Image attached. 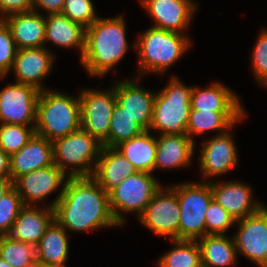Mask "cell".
<instances>
[{"label": "cell", "mask_w": 267, "mask_h": 267, "mask_svg": "<svg viewBox=\"0 0 267 267\" xmlns=\"http://www.w3.org/2000/svg\"><path fill=\"white\" fill-rule=\"evenodd\" d=\"M65 229L93 230L117 226L109 207V194L92 177H69L49 206Z\"/></svg>", "instance_id": "obj_1"}, {"label": "cell", "mask_w": 267, "mask_h": 267, "mask_svg": "<svg viewBox=\"0 0 267 267\" xmlns=\"http://www.w3.org/2000/svg\"><path fill=\"white\" fill-rule=\"evenodd\" d=\"M126 26L121 16L98 18L85 30L81 63L92 76H104L128 50Z\"/></svg>", "instance_id": "obj_2"}, {"label": "cell", "mask_w": 267, "mask_h": 267, "mask_svg": "<svg viewBox=\"0 0 267 267\" xmlns=\"http://www.w3.org/2000/svg\"><path fill=\"white\" fill-rule=\"evenodd\" d=\"M81 128L80 101L65 93L44 89L37 103L35 133L53 142Z\"/></svg>", "instance_id": "obj_3"}, {"label": "cell", "mask_w": 267, "mask_h": 267, "mask_svg": "<svg viewBox=\"0 0 267 267\" xmlns=\"http://www.w3.org/2000/svg\"><path fill=\"white\" fill-rule=\"evenodd\" d=\"M190 46L191 41L184 34L152 26L134 44L139 54V70L142 74H164Z\"/></svg>", "instance_id": "obj_4"}, {"label": "cell", "mask_w": 267, "mask_h": 267, "mask_svg": "<svg viewBox=\"0 0 267 267\" xmlns=\"http://www.w3.org/2000/svg\"><path fill=\"white\" fill-rule=\"evenodd\" d=\"M192 88L173 76L168 85L155 95L150 130H158V134H186Z\"/></svg>", "instance_id": "obj_5"}, {"label": "cell", "mask_w": 267, "mask_h": 267, "mask_svg": "<svg viewBox=\"0 0 267 267\" xmlns=\"http://www.w3.org/2000/svg\"><path fill=\"white\" fill-rule=\"evenodd\" d=\"M52 144L54 164L65 174L69 177H92L103 147L95 137L80 128L54 140ZM69 165L71 170L66 171Z\"/></svg>", "instance_id": "obj_6"}, {"label": "cell", "mask_w": 267, "mask_h": 267, "mask_svg": "<svg viewBox=\"0 0 267 267\" xmlns=\"http://www.w3.org/2000/svg\"><path fill=\"white\" fill-rule=\"evenodd\" d=\"M209 182L176 185L180 205L179 240H198L206 235L205 212L213 200Z\"/></svg>", "instance_id": "obj_7"}, {"label": "cell", "mask_w": 267, "mask_h": 267, "mask_svg": "<svg viewBox=\"0 0 267 267\" xmlns=\"http://www.w3.org/2000/svg\"><path fill=\"white\" fill-rule=\"evenodd\" d=\"M161 185L152 173L138 171L123 179L109 194V207L118 225L124 224L122 212H136L139 216Z\"/></svg>", "instance_id": "obj_8"}, {"label": "cell", "mask_w": 267, "mask_h": 267, "mask_svg": "<svg viewBox=\"0 0 267 267\" xmlns=\"http://www.w3.org/2000/svg\"><path fill=\"white\" fill-rule=\"evenodd\" d=\"M81 128L103 143L109 135L116 104L114 87L110 90H82L79 95Z\"/></svg>", "instance_id": "obj_9"}, {"label": "cell", "mask_w": 267, "mask_h": 267, "mask_svg": "<svg viewBox=\"0 0 267 267\" xmlns=\"http://www.w3.org/2000/svg\"><path fill=\"white\" fill-rule=\"evenodd\" d=\"M165 190V191H164ZM164 190L160 188L138 216L140 222L158 236L179 240L180 205L176 185Z\"/></svg>", "instance_id": "obj_10"}, {"label": "cell", "mask_w": 267, "mask_h": 267, "mask_svg": "<svg viewBox=\"0 0 267 267\" xmlns=\"http://www.w3.org/2000/svg\"><path fill=\"white\" fill-rule=\"evenodd\" d=\"M39 93L35 87L21 83L4 87L0 91L1 124L35 126Z\"/></svg>", "instance_id": "obj_11"}, {"label": "cell", "mask_w": 267, "mask_h": 267, "mask_svg": "<svg viewBox=\"0 0 267 267\" xmlns=\"http://www.w3.org/2000/svg\"><path fill=\"white\" fill-rule=\"evenodd\" d=\"M233 236L237 253H242L260 267H267V207L236 221Z\"/></svg>", "instance_id": "obj_12"}, {"label": "cell", "mask_w": 267, "mask_h": 267, "mask_svg": "<svg viewBox=\"0 0 267 267\" xmlns=\"http://www.w3.org/2000/svg\"><path fill=\"white\" fill-rule=\"evenodd\" d=\"M67 178L69 176L53 164L20 176L13 182V187L24 206H35L58 188L65 187Z\"/></svg>", "instance_id": "obj_13"}, {"label": "cell", "mask_w": 267, "mask_h": 267, "mask_svg": "<svg viewBox=\"0 0 267 267\" xmlns=\"http://www.w3.org/2000/svg\"><path fill=\"white\" fill-rule=\"evenodd\" d=\"M154 19L153 27L183 34L189 26L196 3L191 0H139Z\"/></svg>", "instance_id": "obj_14"}, {"label": "cell", "mask_w": 267, "mask_h": 267, "mask_svg": "<svg viewBox=\"0 0 267 267\" xmlns=\"http://www.w3.org/2000/svg\"><path fill=\"white\" fill-rule=\"evenodd\" d=\"M114 90L116 103L145 131H150L156 93L142 88L134 79L118 82Z\"/></svg>", "instance_id": "obj_15"}, {"label": "cell", "mask_w": 267, "mask_h": 267, "mask_svg": "<svg viewBox=\"0 0 267 267\" xmlns=\"http://www.w3.org/2000/svg\"><path fill=\"white\" fill-rule=\"evenodd\" d=\"M231 136L227 130L202 144L199 164L204 178L225 174L237 165V151Z\"/></svg>", "instance_id": "obj_16"}, {"label": "cell", "mask_w": 267, "mask_h": 267, "mask_svg": "<svg viewBox=\"0 0 267 267\" xmlns=\"http://www.w3.org/2000/svg\"><path fill=\"white\" fill-rule=\"evenodd\" d=\"M52 55L45 47L18 49L11 68L15 72L16 83L30 85L43 91L40 81L47 77L52 69Z\"/></svg>", "instance_id": "obj_17"}, {"label": "cell", "mask_w": 267, "mask_h": 267, "mask_svg": "<svg viewBox=\"0 0 267 267\" xmlns=\"http://www.w3.org/2000/svg\"><path fill=\"white\" fill-rule=\"evenodd\" d=\"M213 199L236 221L259 211L264 205L254 202L250 186L238 181L210 182ZM254 202V203H253Z\"/></svg>", "instance_id": "obj_18"}, {"label": "cell", "mask_w": 267, "mask_h": 267, "mask_svg": "<svg viewBox=\"0 0 267 267\" xmlns=\"http://www.w3.org/2000/svg\"><path fill=\"white\" fill-rule=\"evenodd\" d=\"M54 164L53 144L38 134L18 152L10 155V176L14 182L20 176Z\"/></svg>", "instance_id": "obj_19"}, {"label": "cell", "mask_w": 267, "mask_h": 267, "mask_svg": "<svg viewBox=\"0 0 267 267\" xmlns=\"http://www.w3.org/2000/svg\"><path fill=\"white\" fill-rule=\"evenodd\" d=\"M2 20L9 27L18 49L45 46V16L37 10L10 14Z\"/></svg>", "instance_id": "obj_20"}, {"label": "cell", "mask_w": 267, "mask_h": 267, "mask_svg": "<svg viewBox=\"0 0 267 267\" xmlns=\"http://www.w3.org/2000/svg\"><path fill=\"white\" fill-rule=\"evenodd\" d=\"M137 169L115 148L102 147L92 178L109 193Z\"/></svg>", "instance_id": "obj_21"}, {"label": "cell", "mask_w": 267, "mask_h": 267, "mask_svg": "<svg viewBox=\"0 0 267 267\" xmlns=\"http://www.w3.org/2000/svg\"><path fill=\"white\" fill-rule=\"evenodd\" d=\"M46 208L24 206L8 235L21 242L37 245L47 227L54 220V209L49 206Z\"/></svg>", "instance_id": "obj_22"}, {"label": "cell", "mask_w": 267, "mask_h": 267, "mask_svg": "<svg viewBox=\"0 0 267 267\" xmlns=\"http://www.w3.org/2000/svg\"><path fill=\"white\" fill-rule=\"evenodd\" d=\"M194 146V140L187 134H160L157 137L154 169L188 166Z\"/></svg>", "instance_id": "obj_23"}, {"label": "cell", "mask_w": 267, "mask_h": 267, "mask_svg": "<svg viewBox=\"0 0 267 267\" xmlns=\"http://www.w3.org/2000/svg\"><path fill=\"white\" fill-rule=\"evenodd\" d=\"M212 112H245L239 98L227 86L211 83L205 89L193 87L191 91V109Z\"/></svg>", "instance_id": "obj_24"}, {"label": "cell", "mask_w": 267, "mask_h": 267, "mask_svg": "<svg viewBox=\"0 0 267 267\" xmlns=\"http://www.w3.org/2000/svg\"><path fill=\"white\" fill-rule=\"evenodd\" d=\"M45 21V43L50 41L64 48L75 46L80 49L82 57L85 47L84 26L63 14H49L45 17Z\"/></svg>", "instance_id": "obj_25"}, {"label": "cell", "mask_w": 267, "mask_h": 267, "mask_svg": "<svg viewBox=\"0 0 267 267\" xmlns=\"http://www.w3.org/2000/svg\"><path fill=\"white\" fill-rule=\"evenodd\" d=\"M150 132L144 131L139 136L124 141L115 147L133 164L137 171L152 173L154 170L157 138L152 136Z\"/></svg>", "instance_id": "obj_26"}, {"label": "cell", "mask_w": 267, "mask_h": 267, "mask_svg": "<svg viewBox=\"0 0 267 267\" xmlns=\"http://www.w3.org/2000/svg\"><path fill=\"white\" fill-rule=\"evenodd\" d=\"M68 242L66 229L54 219L36 245L37 262L65 265L69 252Z\"/></svg>", "instance_id": "obj_27"}, {"label": "cell", "mask_w": 267, "mask_h": 267, "mask_svg": "<svg viewBox=\"0 0 267 267\" xmlns=\"http://www.w3.org/2000/svg\"><path fill=\"white\" fill-rule=\"evenodd\" d=\"M245 112H212L206 110H190L186 134L193 140V135L206 131H219L222 134L230 131L234 124L242 121ZM221 130V131H220Z\"/></svg>", "instance_id": "obj_28"}, {"label": "cell", "mask_w": 267, "mask_h": 267, "mask_svg": "<svg viewBox=\"0 0 267 267\" xmlns=\"http://www.w3.org/2000/svg\"><path fill=\"white\" fill-rule=\"evenodd\" d=\"M202 267H229L236 264L237 250L233 238L225 235H205L197 240Z\"/></svg>", "instance_id": "obj_29"}, {"label": "cell", "mask_w": 267, "mask_h": 267, "mask_svg": "<svg viewBox=\"0 0 267 267\" xmlns=\"http://www.w3.org/2000/svg\"><path fill=\"white\" fill-rule=\"evenodd\" d=\"M175 248L157 262L159 267H202L201 250L197 240H173Z\"/></svg>", "instance_id": "obj_30"}, {"label": "cell", "mask_w": 267, "mask_h": 267, "mask_svg": "<svg viewBox=\"0 0 267 267\" xmlns=\"http://www.w3.org/2000/svg\"><path fill=\"white\" fill-rule=\"evenodd\" d=\"M145 130L117 103L115 104L108 138L102 143L103 147L115 148L120 143L139 136Z\"/></svg>", "instance_id": "obj_31"}, {"label": "cell", "mask_w": 267, "mask_h": 267, "mask_svg": "<svg viewBox=\"0 0 267 267\" xmlns=\"http://www.w3.org/2000/svg\"><path fill=\"white\" fill-rule=\"evenodd\" d=\"M0 257L12 267H34L37 263L36 245L0 235Z\"/></svg>", "instance_id": "obj_32"}, {"label": "cell", "mask_w": 267, "mask_h": 267, "mask_svg": "<svg viewBox=\"0 0 267 267\" xmlns=\"http://www.w3.org/2000/svg\"><path fill=\"white\" fill-rule=\"evenodd\" d=\"M35 134V126L3 123L0 125V148L11 155L24 147Z\"/></svg>", "instance_id": "obj_33"}, {"label": "cell", "mask_w": 267, "mask_h": 267, "mask_svg": "<svg viewBox=\"0 0 267 267\" xmlns=\"http://www.w3.org/2000/svg\"><path fill=\"white\" fill-rule=\"evenodd\" d=\"M23 207L21 196L14 187L0 198V235L10 233L17 215Z\"/></svg>", "instance_id": "obj_34"}, {"label": "cell", "mask_w": 267, "mask_h": 267, "mask_svg": "<svg viewBox=\"0 0 267 267\" xmlns=\"http://www.w3.org/2000/svg\"><path fill=\"white\" fill-rule=\"evenodd\" d=\"M205 224L206 235H225L236 220L213 199L205 212Z\"/></svg>", "instance_id": "obj_35"}, {"label": "cell", "mask_w": 267, "mask_h": 267, "mask_svg": "<svg viewBox=\"0 0 267 267\" xmlns=\"http://www.w3.org/2000/svg\"><path fill=\"white\" fill-rule=\"evenodd\" d=\"M95 13L91 0H65L61 14L86 28L99 18Z\"/></svg>", "instance_id": "obj_36"}, {"label": "cell", "mask_w": 267, "mask_h": 267, "mask_svg": "<svg viewBox=\"0 0 267 267\" xmlns=\"http://www.w3.org/2000/svg\"><path fill=\"white\" fill-rule=\"evenodd\" d=\"M17 51L9 27L0 19V78H4L11 70Z\"/></svg>", "instance_id": "obj_37"}, {"label": "cell", "mask_w": 267, "mask_h": 267, "mask_svg": "<svg viewBox=\"0 0 267 267\" xmlns=\"http://www.w3.org/2000/svg\"><path fill=\"white\" fill-rule=\"evenodd\" d=\"M252 53V69L260 85L267 87V30L263 29L257 38Z\"/></svg>", "instance_id": "obj_38"}, {"label": "cell", "mask_w": 267, "mask_h": 267, "mask_svg": "<svg viewBox=\"0 0 267 267\" xmlns=\"http://www.w3.org/2000/svg\"><path fill=\"white\" fill-rule=\"evenodd\" d=\"M33 5L34 0H0V13L5 15L0 19L14 13L32 11Z\"/></svg>", "instance_id": "obj_39"}, {"label": "cell", "mask_w": 267, "mask_h": 267, "mask_svg": "<svg viewBox=\"0 0 267 267\" xmlns=\"http://www.w3.org/2000/svg\"><path fill=\"white\" fill-rule=\"evenodd\" d=\"M65 0H34L33 10L42 8L49 14H61Z\"/></svg>", "instance_id": "obj_40"}, {"label": "cell", "mask_w": 267, "mask_h": 267, "mask_svg": "<svg viewBox=\"0 0 267 267\" xmlns=\"http://www.w3.org/2000/svg\"><path fill=\"white\" fill-rule=\"evenodd\" d=\"M0 179H11L10 155L0 148Z\"/></svg>", "instance_id": "obj_41"}, {"label": "cell", "mask_w": 267, "mask_h": 267, "mask_svg": "<svg viewBox=\"0 0 267 267\" xmlns=\"http://www.w3.org/2000/svg\"><path fill=\"white\" fill-rule=\"evenodd\" d=\"M13 187L11 179H0V198L3 197Z\"/></svg>", "instance_id": "obj_42"}, {"label": "cell", "mask_w": 267, "mask_h": 267, "mask_svg": "<svg viewBox=\"0 0 267 267\" xmlns=\"http://www.w3.org/2000/svg\"><path fill=\"white\" fill-rule=\"evenodd\" d=\"M34 267H66V265H52V264L37 262Z\"/></svg>", "instance_id": "obj_43"}, {"label": "cell", "mask_w": 267, "mask_h": 267, "mask_svg": "<svg viewBox=\"0 0 267 267\" xmlns=\"http://www.w3.org/2000/svg\"><path fill=\"white\" fill-rule=\"evenodd\" d=\"M0 267H12L9 263H7L6 261H4L1 257H0Z\"/></svg>", "instance_id": "obj_44"}]
</instances>
